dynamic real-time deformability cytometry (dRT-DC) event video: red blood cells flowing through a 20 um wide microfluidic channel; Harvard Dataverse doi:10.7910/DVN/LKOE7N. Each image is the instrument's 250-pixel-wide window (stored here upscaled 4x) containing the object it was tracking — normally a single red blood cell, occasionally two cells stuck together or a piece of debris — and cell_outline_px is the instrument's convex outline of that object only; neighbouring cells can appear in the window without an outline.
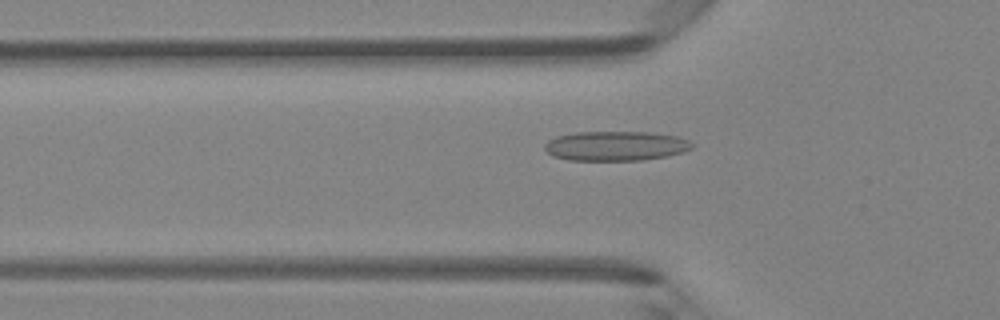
{"species": "Egyptian fruit bat (a non-hibernating species)", "species_latin": "Rousettus aegyptiacus", "temperature_condition": "room temperature", "stored_images_in_passage": 48, "camera_frame_rate_fps": 3000, "um_per_image_px": 0.085, "animal": {"sex": "female"}, "frame": {"image": 1, "passage_image": 16, "time_ms": 5.0, "image_size_px": [1000, 320], "cell_outline_px": [[696, 144], [692, 148], [680, 152], [664, 156], [640, 160], [568, 160], [552, 156], [544, 148], [544, 144], [548, 140], [556, 136], [576, 132], [648, 132], [680, 136]], "centroid_in_image_um": [52.32, 12.39], "position_along_channel_um": 73.5, "area_um2": 25.43}}
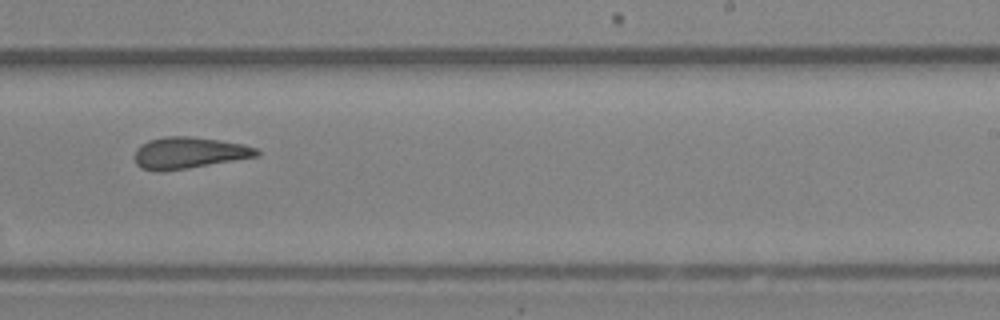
{"frame": {"image": 2, "passage_image": 30, "time_ms": 9.667, "image_size_px": [1000, 320], "cell_outline_px": [[260, 156], [160, 172], [140, 168], [136, 164], [136, 148], [140, 144], [148, 140], [164, 136], [188, 136], [220, 140], [244, 144], [256, 148], [260, 152]], "centroid_in_image_um": [16.05, 12.98], "position_along_channel_um": 273.0, "area_um2": 22.37}}
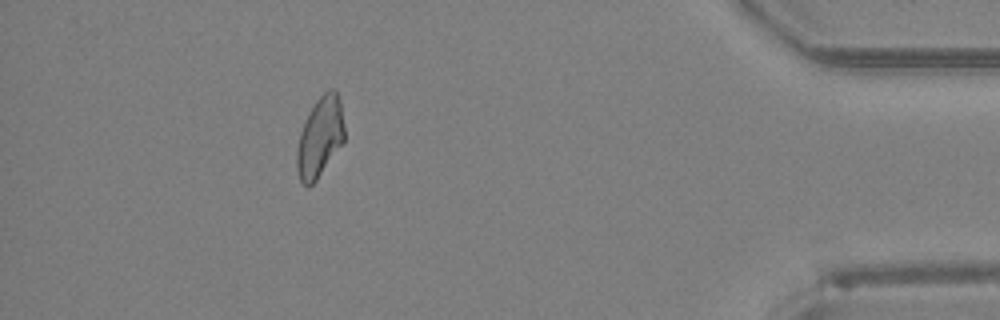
{"frame": {"image": 3, "passage_image": 43, "time_ms": 14.0, "image_size_px": [1000, 320], "cell_outline_px": [[344, 140], [316, 180], [312, 184], [304, 184], [300, 180], [296, 168], [296, 152], [300, 132], [316, 100], [328, 88], [336, 88], [340, 100], [344, 124]], "centroid_in_image_um": [27.2, 11.61], "position_along_channel_um": 408.0, "area_um2": 21.85}, "authors_computed_cell_mechanics": {"area_um2": 22.7443, "velocity_mm_per_s": 4.2786, "shape_relaxation_time_tau1_ms": null, "shape_relaxation_time_tau2_ms": 3.06, "deformation_change_tau1": null, "deformation_change_tau2": 0.1259}}